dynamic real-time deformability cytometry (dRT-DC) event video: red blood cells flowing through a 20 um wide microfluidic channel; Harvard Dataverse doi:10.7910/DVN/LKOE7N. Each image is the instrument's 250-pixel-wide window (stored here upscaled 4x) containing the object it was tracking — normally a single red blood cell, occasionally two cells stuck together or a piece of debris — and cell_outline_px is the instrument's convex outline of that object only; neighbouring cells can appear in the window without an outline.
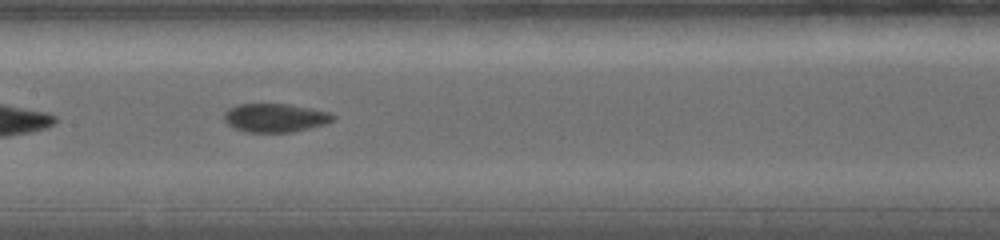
{"species": "common noctule bat (a hibernating species)", "species_latin": "Nyctalus noctula", "temperature_condition": "warm", "stored_images_in_passage": 20, "camera_frame_rate_fps": 5000, "um_per_image_px": 0.085, "animal": {"sex": "female", "body_mass_g": 19.0, "forearm_length_mm": 56.7}, "frame": {"image": 1, "passage_image": 6, "time_ms": 4.0, "image_size_px": [1000, 240], "cell_outline_px": [[336, 120], [324, 124], [292, 132], [248, 132], [232, 128], [224, 120], [224, 112], [228, 108], [236, 104], [288, 104], [328, 112], [336, 116]], "centroid_in_image_um": [23.35, 10.01], "position_along_channel_um": 184.0, "area_um2": 18.15}}
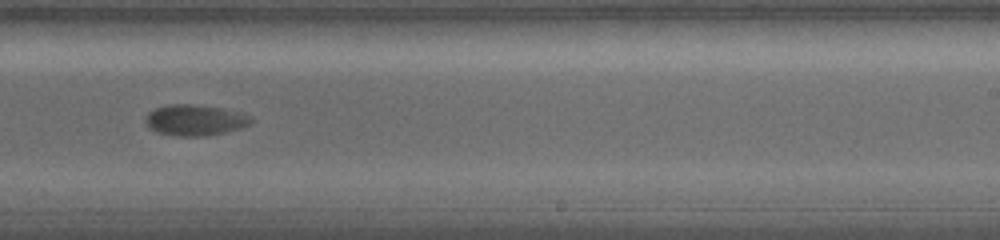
{"frame": {"image": 2, "passage_image": 9, "time_ms": 6.4, "image_size_px": [1000, 240], "cell_outline_px": [[252, 120], [248, 124], [240, 128], [224, 132], [204, 136], [176, 136], [156, 132], [148, 128], [144, 120], [148, 112], [156, 108], [168, 104], [196, 104], [220, 108], [252, 116]], "centroid_in_image_um": [16.51, 10.21], "position_along_channel_um": 272.5, "area_um2": 18.96}, "authors_computed_cell_mechanics": {"area_um2": 18.9006, "velocity_mm_per_s": 3.6908, "shape_relaxation_time_tau1_ms": 3.1914, "shape_relaxation_time_tau2_ms": null, "deformation_change_tau1": 0.0773, "deformation_change_tau2": null}}